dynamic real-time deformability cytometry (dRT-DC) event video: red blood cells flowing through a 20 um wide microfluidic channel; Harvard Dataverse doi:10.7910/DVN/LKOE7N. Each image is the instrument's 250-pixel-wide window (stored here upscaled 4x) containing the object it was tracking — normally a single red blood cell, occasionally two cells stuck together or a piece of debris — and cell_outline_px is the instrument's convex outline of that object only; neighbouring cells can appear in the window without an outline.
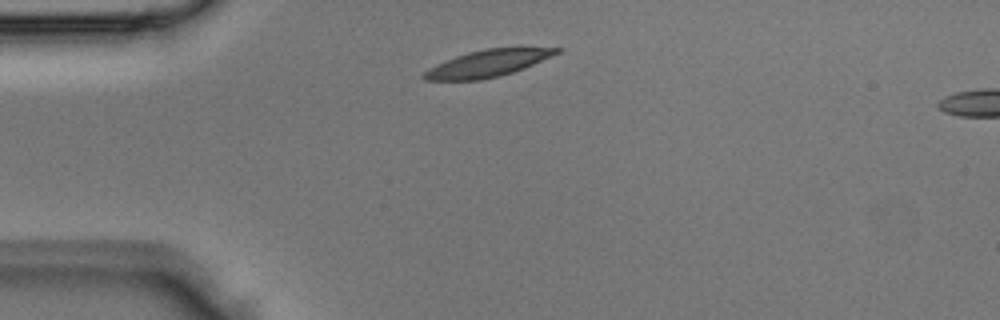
{"species": "Egyptian fruit bat (a non-hibernating species)", "species_latin": "Rousettus aegyptiacus", "temperature_condition": "room temperature", "stored_images_in_passage": 2, "segment_of_instrument_passage": [1, 2], "camera_frame_rate_fps": 3000, "um_per_image_px": 0.085, "animal": {"sex": "male"}, "frame": {"image": 1, "passage_image": 1, "time_ms": 0.0, "image_size_px": [1000, 320], "cell_outline_px": [[564, 48], [560, 52], [524, 68], [500, 76], [480, 80], [424, 80], [420, 76], [428, 68], [436, 64], [456, 56], [468, 52], [488, 48]], "centroid_in_image_um": [41.4, 5.4], "position_along_channel_um": 43.6, "area_um2": 20.52}}